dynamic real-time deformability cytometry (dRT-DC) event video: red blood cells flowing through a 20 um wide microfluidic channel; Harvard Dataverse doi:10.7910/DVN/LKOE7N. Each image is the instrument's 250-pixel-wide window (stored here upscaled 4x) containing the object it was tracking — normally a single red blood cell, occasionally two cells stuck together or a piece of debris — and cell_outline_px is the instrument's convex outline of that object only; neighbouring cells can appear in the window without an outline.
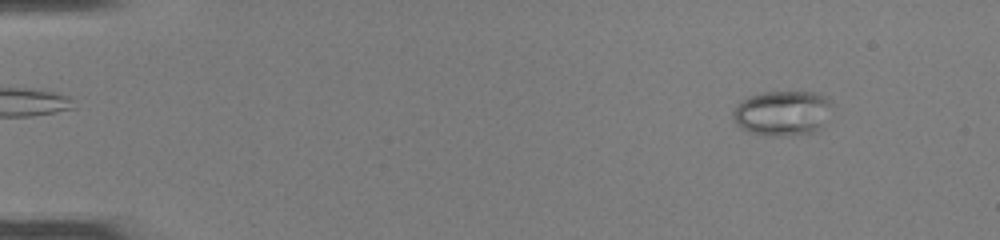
{"species": "common noctule bat (a hibernating species)", "species_latin": "Nyctalus noctula", "temperature_condition": "room temperature", "stored_images_in_passage": 48, "camera_frame_rate_fps": 3000, "um_per_image_px": 0.085, "animal": {"sex": "female", "body_mass_g": 22.0, "forearm_length_mm": 56.7}, "frame": {"image": 1, "passage_image": 4, "time_ms": 1.0, "image_size_px": [1000, 240], "cell_outline_px": [[832, 104], [820, 128], [816, 132], [784, 136], [768, 136], [748, 132], [740, 128], [736, 124], [732, 116], [736, 104], [748, 96], [764, 92], [812, 92], [824, 96]], "centroid_in_image_um": [66.45, 9.62], "position_along_channel_um": 18.6, "area_um2": 25.95}}
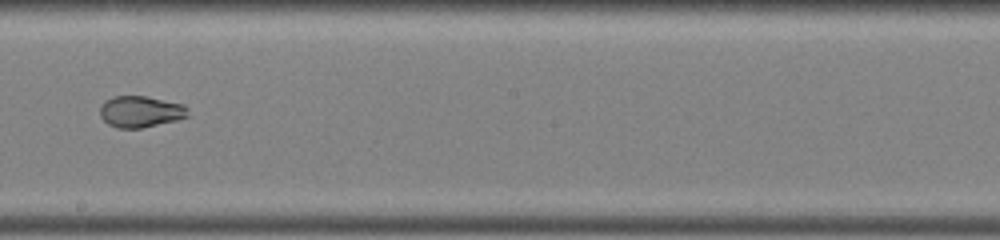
{"frame": {"image": 2, "passage_image": 28, "time_ms": 9.0, "image_size_px": [1000, 240], "cell_outline_px": [[188, 116], [176, 120], [140, 128], [116, 128], [108, 124], [100, 116], [100, 108], [104, 100], [112, 96], [144, 96], [184, 104], [188, 108]], "centroid_in_image_um": [11.92, 9.48], "position_along_channel_um": 236.3, "area_um2": 16.07}}
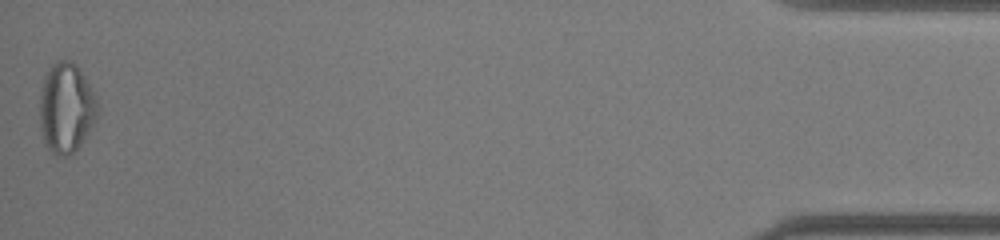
{"frame": {"image": 3, "passage_image": 48, "time_ms": 15.667, "image_size_px": [1000, 240], "cell_outline_px": [[96, 116], [92, 128], [80, 144], [68, 156], [56, 156], [44, 144], [40, 128], [40, 92], [44, 76], [52, 64], [56, 60], [68, 60], [76, 64], [92, 88], [96, 100]], "centroid_in_image_um": [5.6, 9.17], "position_along_channel_um": 429.6, "area_um2": 30.23}}